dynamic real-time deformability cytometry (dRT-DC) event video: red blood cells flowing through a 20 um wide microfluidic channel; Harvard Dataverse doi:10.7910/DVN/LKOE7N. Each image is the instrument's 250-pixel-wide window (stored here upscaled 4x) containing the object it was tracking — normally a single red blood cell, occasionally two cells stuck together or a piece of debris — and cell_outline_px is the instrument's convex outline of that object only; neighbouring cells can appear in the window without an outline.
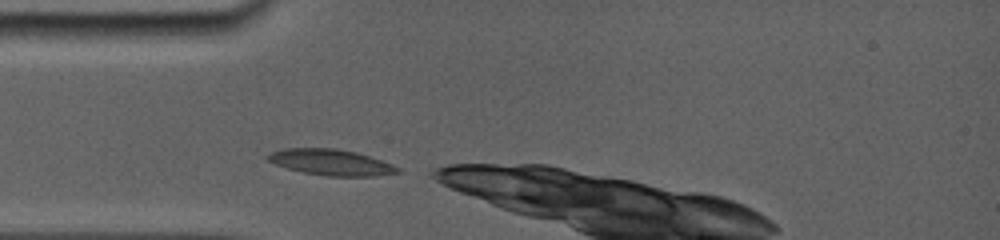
{"species": "common noctule bat (a hibernating species)", "species_latin": "Nyctalus noctula", "temperature_condition": "room temperature", "stored_images_in_passage": 33, "camera_frame_rate_fps": 5000, "um_per_image_px": 0.085, "animal": {"sex": "female", "body_mass_g": 19.0, "forearm_length_mm": 56.7}, "frame": {"image": 1, "passage_image": 1, "time_ms": 0.0, "image_size_px": [1000, 240], "cell_outline_px": [[400, 172], [372, 176], [328, 176], [304, 172], [288, 168], [276, 164], [268, 160], [264, 156], [272, 152], [284, 148], [336, 148], [356, 152], [392, 164], [400, 168]], "centroid_in_image_um": [28.12, 13.79], "position_along_channel_um": 56.9, "area_um2": 19.42}}
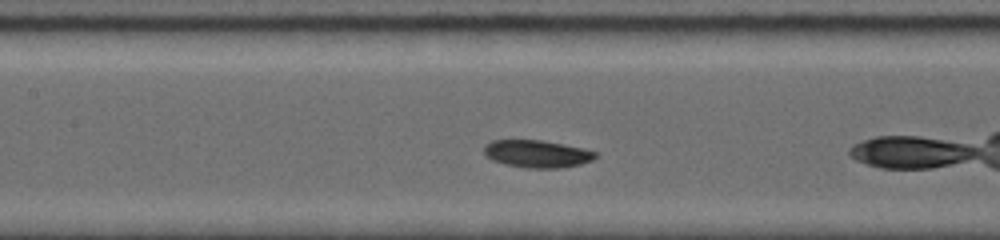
{"frame": {"image": 2, "passage_image": 11, "time_ms": 2.8, "image_size_px": [1000, 240], "cell_outline_px": [[596, 156], [592, 160], [580, 164], [560, 168], [528, 168], [508, 164], [492, 160], [484, 152], [484, 144], [492, 140], [544, 140], [584, 148], [596, 152]], "centroid_in_image_um": [45.66, 13.06], "position_along_channel_um": 161.7, "area_um2": 17.74}}
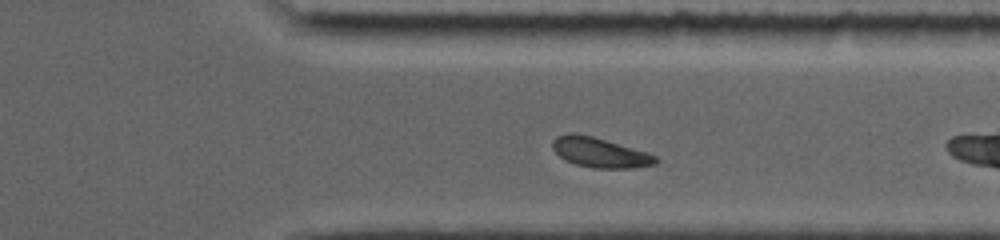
{"frame": {"image": 3, "passage_image": 26, "time_ms": 8.0, "image_size_px": [1000, 240], "cell_outline_px": [[660, 160], [656, 164], [636, 168], [596, 168], [576, 164], [564, 160], [552, 148], [552, 140], [556, 136], [568, 132], [576, 132], [592, 136], [648, 152], [656, 156]], "centroid_in_image_um": [50.99, 12.95], "position_along_channel_um": 360.4, "area_um2": 18.15}, "authors_computed_cell_mechanics": {"area_um2": 18.3226, "velocity_mm_per_s": 3.8157, "shape_relaxation_time_tau1_ms": 1.8564, "shape_relaxation_time_tau2_ms": null, "deformation_change_tau1": 0.1052, "deformation_change_tau2": null}}